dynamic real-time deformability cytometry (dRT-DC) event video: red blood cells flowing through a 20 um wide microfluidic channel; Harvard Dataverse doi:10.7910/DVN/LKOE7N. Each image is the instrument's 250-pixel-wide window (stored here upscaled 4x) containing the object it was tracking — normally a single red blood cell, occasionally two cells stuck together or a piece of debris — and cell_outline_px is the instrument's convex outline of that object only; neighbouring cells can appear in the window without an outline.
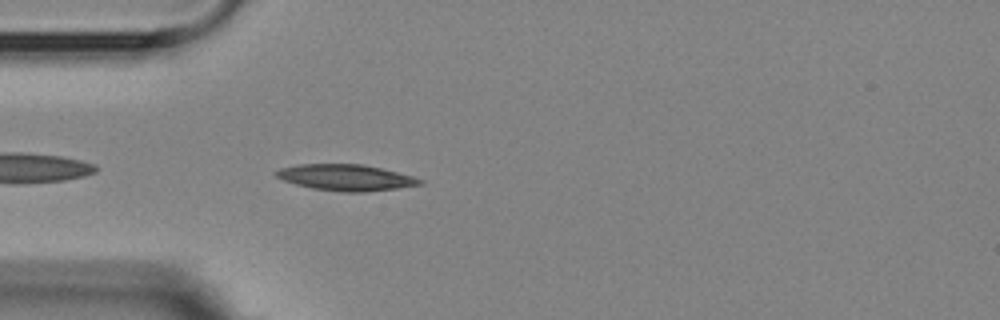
{"species": "Egyptian fruit bat (a non-hibernating species)", "species_latin": "Rousettus aegyptiacus", "temperature_condition": "room temperature", "stored_images_in_passage": 5, "camera_frame_rate_fps": 3000, "um_per_image_px": 0.085, "animal": {"sex": "female"}, "frame": {"image": 1, "passage_image": 5, "time_ms": 4.667, "image_size_px": [1000, 320], "cell_outline_px": [[424, 184], [396, 188], [364, 192], [344, 192], [312, 188], [296, 184], [284, 180], [276, 176], [272, 172], [280, 168], [300, 164], [364, 164], [412, 176], [424, 180]], "centroid_in_image_um": [29.39, 15.08], "position_along_channel_um": 55.6, "area_um2": 21.79}}